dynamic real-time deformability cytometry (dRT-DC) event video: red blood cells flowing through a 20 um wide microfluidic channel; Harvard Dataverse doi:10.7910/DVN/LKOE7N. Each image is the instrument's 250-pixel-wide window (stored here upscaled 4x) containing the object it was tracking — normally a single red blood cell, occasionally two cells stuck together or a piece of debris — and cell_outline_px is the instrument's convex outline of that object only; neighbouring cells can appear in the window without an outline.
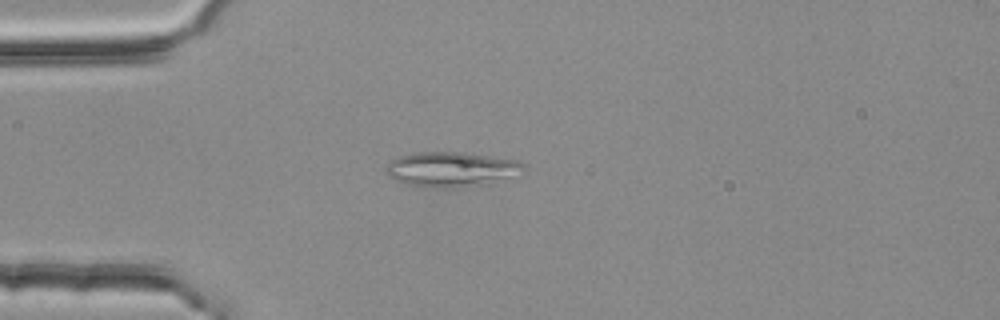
{"species": "common noctule bat (a hibernating species)", "species_latin": "Nyctalus noctula", "temperature_condition": "room temperature", "stored_images_in_passage": 2, "camera_frame_rate_fps": 3000, "um_per_image_px": 0.085, "animal": {"sex": "female", "body_mass_g": 25.1}, "frame": {"image": 1, "passage_image": 2, "time_ms": 0.333, "image_size_px": [1000, 320], "cell_outline_px": [[524, 168], [488, 184], [456, 188], [428, 188], [408, 184], [396, 180], [388, 176], [384, 168], [392, 160], [400, 156], [412, 152], [472, 152], [516, 160], [524, 164]], "centroid_in_image_um": [38.28, 14.38], "position_along_channel_um": 46.7, "area_um2": 27.92}}